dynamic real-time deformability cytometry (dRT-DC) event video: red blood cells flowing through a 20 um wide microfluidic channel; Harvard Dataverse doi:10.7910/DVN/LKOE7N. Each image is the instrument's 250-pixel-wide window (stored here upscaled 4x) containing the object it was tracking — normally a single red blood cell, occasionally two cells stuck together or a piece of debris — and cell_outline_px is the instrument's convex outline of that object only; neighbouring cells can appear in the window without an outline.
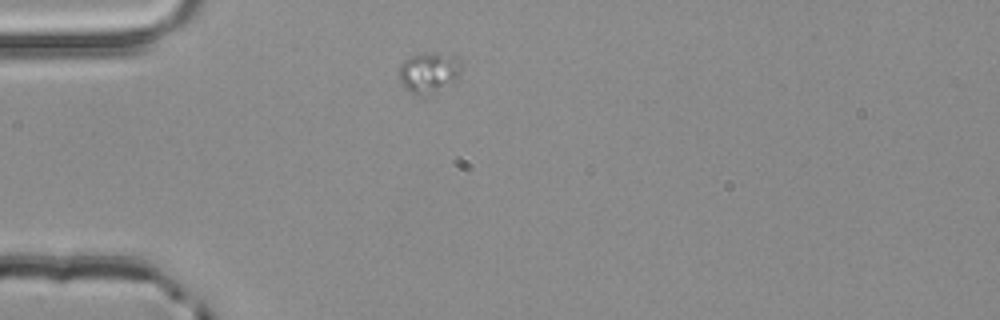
{"species": "common noctule bat (a hibernating species)", "species_latin": "Nyctalus noctula", "temperature_condition": "room temperature", "stored_images_in_passage": 2, "camera_frame_rate_fps": 3000, "um_per_image_px": 0.085, "animal": {"sex": "male", "body_mass_g": 20.4}, "frame": {"image": 1, "passage_image": 1, "time_ms": 0.0, "image_size_px": [1000, 320], "cell_outline_px": [[460, 68], [456, 76], [452, 80], [436, 88], [416, 92], [412, 92], [404, 88], [400, 84], [396, 72], [400, 64], [404, 60], [420, 52], [452, 52], [460, 56]], "centroid_in_image_um": [36.39, 5.99], "position_along_channel_um": 48.6, "area_um2": 14.28}}